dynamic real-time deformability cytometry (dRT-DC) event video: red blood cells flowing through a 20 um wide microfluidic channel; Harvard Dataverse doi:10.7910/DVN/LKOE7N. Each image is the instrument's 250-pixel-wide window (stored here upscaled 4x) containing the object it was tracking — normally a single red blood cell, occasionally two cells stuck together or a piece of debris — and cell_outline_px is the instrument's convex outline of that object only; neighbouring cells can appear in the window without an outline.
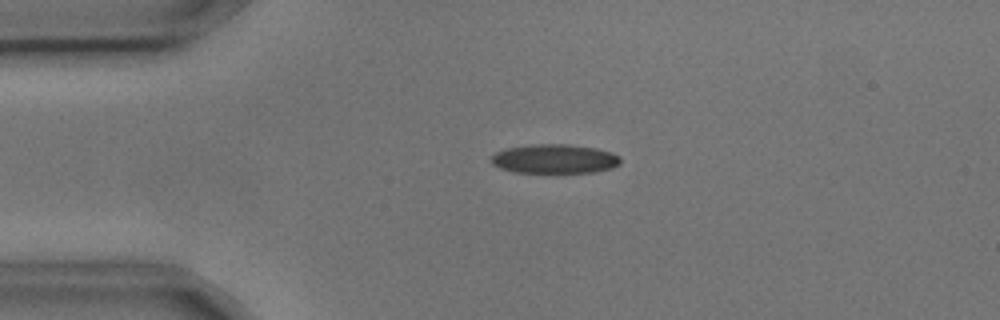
{"species": "common noctule bat (a hibernating species)", "species_latin": "Nyctalus noctula", "temperature_condition": "cold", "stored_images_in_passage": 4, "camera_frame_rate_fps": 3000, "um_per_image_px": 0.085, "animal": {"sex": "male", "body_mass_g": 17.9, "forearm_length_mm": 54.2}, "frame": {"image": 1, "passage_image": 4, "time_ms": 1.0, "image_size_px": [1000, 320], "cell_outline_px": [[620, 164], [612, 168], [596, 172], [516, 172], [500, 168], [492, 164], [492, 156], [496, 152], [508, 148], [532, 144], [568, 144], [596, 148], [612, 152], [620, 156]], "centroid_in_image_um": [47.18, 13.5], "position_along_channel_um": 37.8, "area_um2": 21.91}}